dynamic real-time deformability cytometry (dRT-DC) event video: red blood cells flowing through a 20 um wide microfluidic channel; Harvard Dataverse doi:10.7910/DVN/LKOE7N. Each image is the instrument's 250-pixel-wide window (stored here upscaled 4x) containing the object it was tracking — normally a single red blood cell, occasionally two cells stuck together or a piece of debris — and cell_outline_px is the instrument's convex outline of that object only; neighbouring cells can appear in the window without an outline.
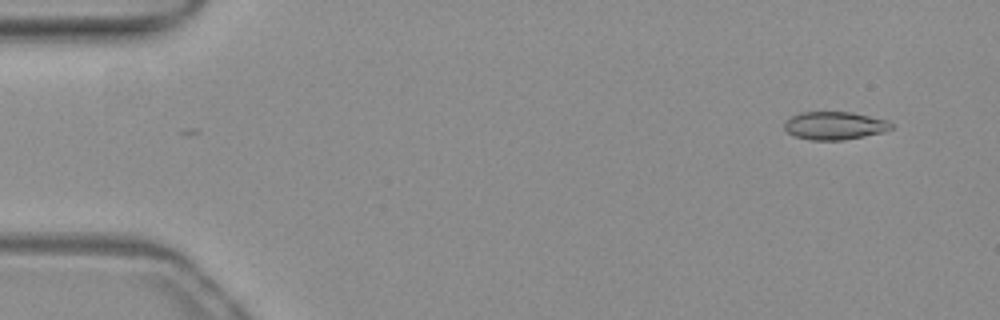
{"species": "common noctule bat (a hibernating species)", "species_latin": "Nyctalus noctula", "temperature_condition": "warm", "stored_images_in_passage": 50, "camera_frame_rate_fps": 3000, "um_per_image_px": 0.085, "animal": {"sex": "female", "body_mass_g": 19.3, "forearm_length_mm": 54.1}, "frame": {"image": 1, "passage_image": 2, "time_ms": 0.333, "image_size_px": [1000, 320], "cell_outline_px": [[892, 128], [884, 132], [844, 140], [808, 140], [796, 136], [788, 132], [784, 128], [784, 124], [792, 116], [800, 112], [852, 112], [888, 120], [892, 124]], "centroid_in_image_um": [70.96, 10.68], "position_along_channel_um": 14.0, "area_um2": 17.4}}
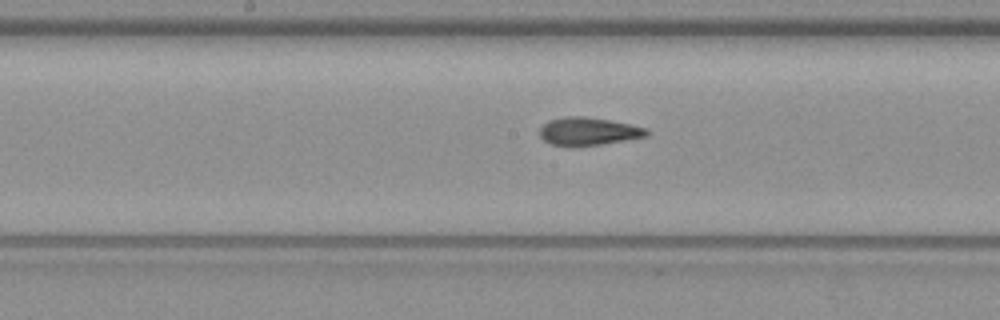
{"frame": {"image": 2, "passage_image": 25, "time_ms": 8.0, "image_size_px": [1000, 320], "cell_outline_px": [[648, 136], [576, 148], [568, 148], [552, 144], [544, 140], [540, 136], [540, 128], [548, 120], [568, 116], [584, 116], [608, 120], [648, 128]], "centroid_in_image_um": [49.97, 11.19], "position_along_channel_um": 198.2, "area_um2": 17.57}}
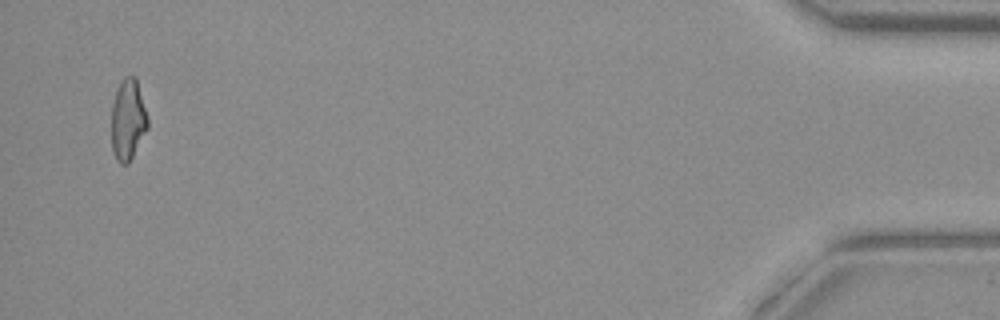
{"frame": {"image": 3, "passage_image": 49, "time_ms": 16.0, "image_size_px": [1000, 320], "cell_outline_px": [[148, 128], [128, 164], [120, 164], [116, 160], [112, 152], [112, 104], [116, 92], [124, 76], [136, 76], [148, 120]], "centroid_in_image_um": [10.87, 10.2], "position_along_channel_um": 424.3, "area_um2": 16.99}, "authors_computed_cell_mechanics": {"area_um2": 17.4845, "velocity_mm_per_s": 3.9499, "shape_relaxation_time_tau1_ms": 6.2607, "shape_relaxation_time_tau2_ms": 3.0132, "deformation_change_tau1": 0.2096, "deformation_change_tau2": 0.0887}}